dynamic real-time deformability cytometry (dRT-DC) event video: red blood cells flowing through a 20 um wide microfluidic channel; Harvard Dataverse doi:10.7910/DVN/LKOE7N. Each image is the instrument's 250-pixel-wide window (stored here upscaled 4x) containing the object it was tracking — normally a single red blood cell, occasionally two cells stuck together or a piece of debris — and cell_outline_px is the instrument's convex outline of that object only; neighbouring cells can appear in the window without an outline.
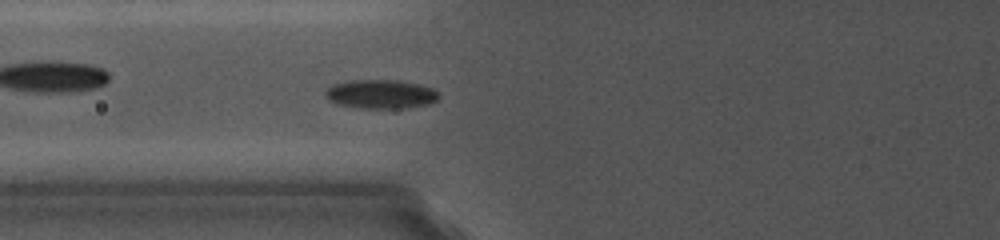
{"species": "common noctule bat (a hibernating species)", "species_latin": "Nyctalus noctula", "temperature_condition": "cold", "stored_images_in_passage": 12, "camera_frame_rate_fps": 5000, "um_per_image_px": 0.085, "animal": {"sex": "female", "body_mass_g": 19.0, "forearm_length_mm": 56.7}, "frame": {"image": 1, "passage_image": 12, "time_ms": 10.4, "image_size_px": [1000, 240], "cell_outline_px": [[436, 100], [428, 104], [404, 108], [360, 108], [340, 104], [328, 100], [324, 92], [328, 88], [336, 84], [352, 80], [396, 80], [416, 84], [432, 88], [436, 92]], "centroid_in_image_um": [32.33, 8.0], "position_along_channel_um": 93.5, "area_um2": 18.67}}